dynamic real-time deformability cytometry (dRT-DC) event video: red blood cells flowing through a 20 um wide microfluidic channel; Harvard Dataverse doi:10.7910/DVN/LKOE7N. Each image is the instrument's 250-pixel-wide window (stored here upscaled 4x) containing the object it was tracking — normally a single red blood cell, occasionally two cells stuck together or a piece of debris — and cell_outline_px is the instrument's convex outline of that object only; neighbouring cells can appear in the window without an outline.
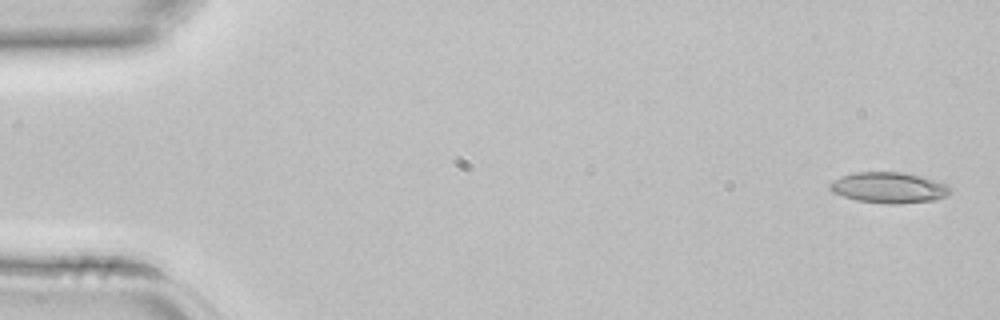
{"species": "common noctule bat (a hibernating species)", "species_latin": "Nyctalus noctula", "temperature_condition": "room temperature", "stored_images_in_passage": 4, "camera_frame_rate_fps": 3000, "um_per_image_px": 0.085, "animal": {"sex": "female", "body_mass_g": 22.7, "forearm_length_mm": 54.2}, "frame": {"image": 1, "passage_image": 1, "time_ms": 0.0, "image_size_px": [1000, 320], "cell_outline_px": [[952, 192], [948, 196], [936, 200], [900, 204], [884, 204], [856, 200], [832, 192], [828, 188], [828, 184], [832, 180], [840, 176], [852, 172], [904, 172], [920, 176], [948, 184], [952, 188]], "centroid_in_image_um": [75.56, 15.95], "position_along_channel_um": 9.4, "area_um2": 22.08}}
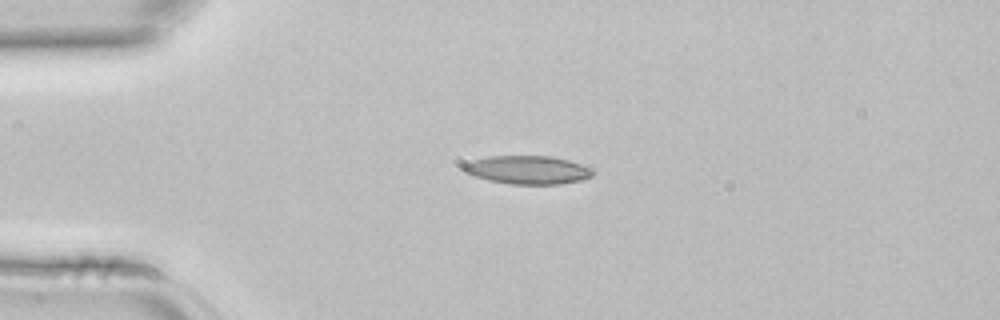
{"frame": {"image": 2, "passage_image": 3, "time_ms": 0.667, "image_size_px": [1000, 320], "cell_outline_px": [[592, 176], [580, 180], [560, 184], [508, 184], [488, 180], [476, 176], [468, 172], [464, 168], [464, 164], [472, 160], [488, 156], [552, 156], [568, 160], [592, 168]], "centroid_in_image_um": [44.87, 14.44], "position_along_channel_um": 40.1, "area_um2": 21.1}}
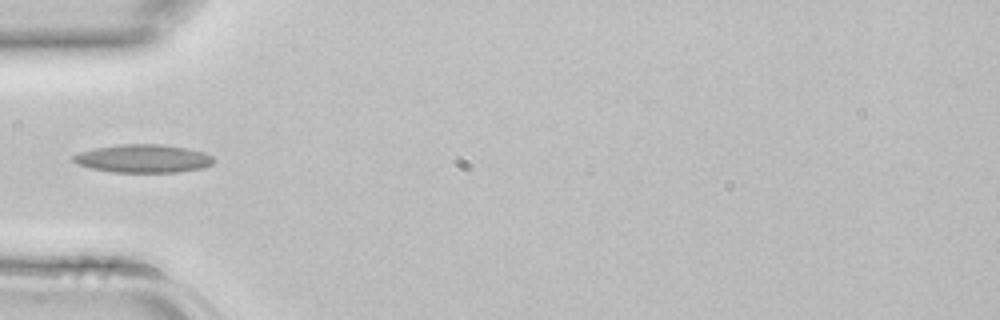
{"frame": {"image": 3, "passage_image": 4, "time_ms": 1.0, "image_size_px": [1000, 320], "cell_outline_px": [[216, 160], [212, 164], [200, 168], [176, 172], [112, 172], [92, 168], [76, 164], [72, 160], [72, 156], [80, 152], [96, 148], [124, 144], [164, 144], [188, 148], [204, 152], [212, 156]], "centroid_in_image_um": [12.19, 13.47], "position_along_channel_um": 72.8, "area_um2": 23.0}}